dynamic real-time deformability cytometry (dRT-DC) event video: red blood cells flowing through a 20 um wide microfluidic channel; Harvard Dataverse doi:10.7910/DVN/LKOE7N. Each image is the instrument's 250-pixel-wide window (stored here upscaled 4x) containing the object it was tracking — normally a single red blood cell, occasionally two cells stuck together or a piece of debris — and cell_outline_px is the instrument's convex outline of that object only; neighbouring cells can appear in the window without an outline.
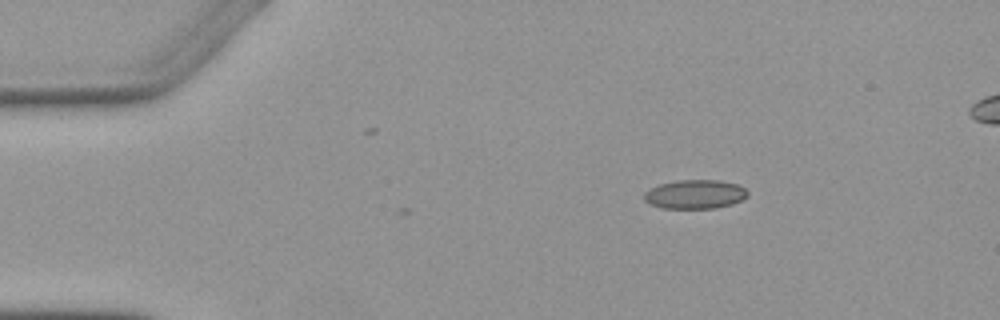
{"species": "Egyptian fruit bat (a non-hibernating species)", "species_latin": "Rousettus aegyptiacus", "temperature_condition": "warm", "stored_images_in_passage": 4, "camera_frame_rate_fps": 3000, "um_per_image_px": 0.085, "animal": {"sex": "female"}, "frame": {"image": 1, "passage_image": 1, "time_ms": 0.0, "image_size_px": [1000, 320], "cell_outline_px": [[748, 196], [732, 204], [716, 208], [660, 208], [644, 200], [644, 192], [660, 184], [676, 180], [720, 180], [736, 184], [744, 188], [748, 192]], "centroid_in_image_um": [59.08, 16.51], "position_along_channel_um": 25.9, "area_um2": 17.4}}